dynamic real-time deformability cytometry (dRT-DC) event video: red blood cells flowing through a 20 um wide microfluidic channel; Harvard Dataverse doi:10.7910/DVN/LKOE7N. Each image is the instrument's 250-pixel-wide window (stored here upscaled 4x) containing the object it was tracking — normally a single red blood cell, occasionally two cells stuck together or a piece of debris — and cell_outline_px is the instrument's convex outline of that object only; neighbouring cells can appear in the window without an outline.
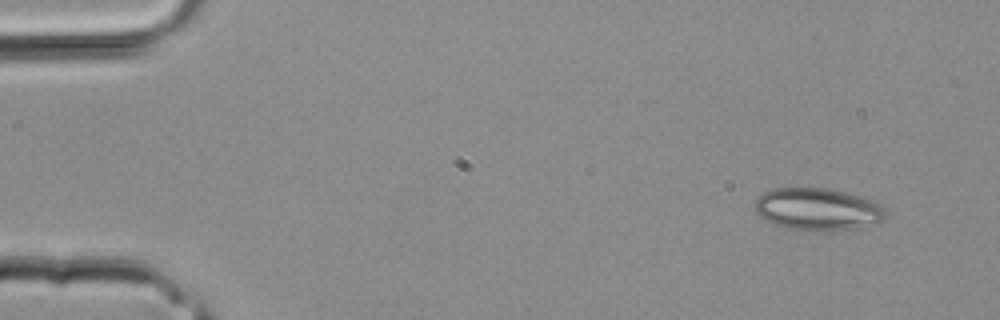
{"species": "common noctule bat (a hibernating species)", "species_latin": "Nyctalus noctula", "temperature_condition": "room temperature", "stored_images_in_passage": 3, "camera_frame_rate_fps": 3000, "um_per_image_px": 0.085, "animal": {"sex": "male", "body_mass_g": 20.4}, "frame": {"image": 1, "passage_image": 1, "time_ms": 0.0, "image_size_px": [1000, 320], "cell_outline_px": [[884, 216], [880, 220], [856, 228], [788, 228], [772, 224], [764, 220], [756, 212], [756, 200], [764, 192], [772, 188], [828, 188], [860, 196], [872, 200], [880, 204], [884, 208]], "centroid_in_image_um": [69.44, 17.73], "position_along_channel_um": 15.6, "area_um2": 31.04}}